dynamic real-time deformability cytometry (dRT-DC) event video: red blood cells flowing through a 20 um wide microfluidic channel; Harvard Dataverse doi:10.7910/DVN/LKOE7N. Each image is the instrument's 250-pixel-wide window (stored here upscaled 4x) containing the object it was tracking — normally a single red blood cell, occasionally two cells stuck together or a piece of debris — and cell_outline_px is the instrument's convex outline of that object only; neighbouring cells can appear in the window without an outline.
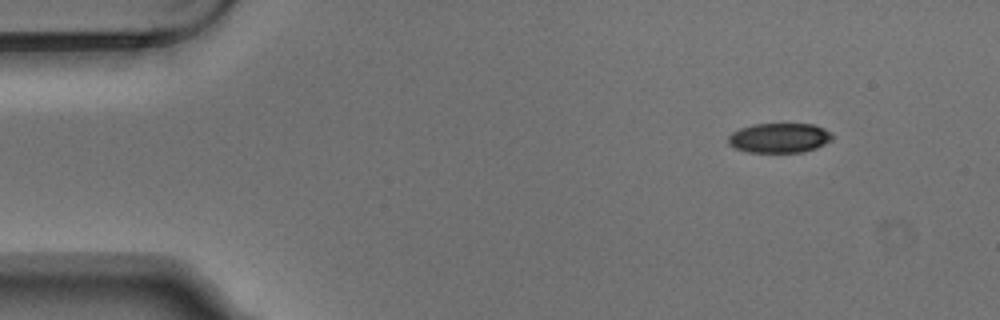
{"species": "Egyptian fruit bat (a non-hibernating species)", "species_latin": "Rousettus aegyptiacus", "temperature_condition": "warm", "stored_images_in_passage": 3, "camera_frame_rate_fps": 3000, "um_per_image_px": 0.085, "animal": {"sex": "male"}, "frame": {"image": 1, "passage_image": 1, "time_ms": 0.0, "image_size_px": [1000, 320], "cell_outline_px": [[832, 140], [816, 148], [804, 152], [748, 152], [736, 148], [728, 144], [728, 136], [732, 132], [740, 128], [756, 124], [812, 124], [824, 128], [832, 132]], "centroid_in_image_um": [66.25, 11.72], "position_along_channel_um": 18.7, "area_um2": 18.03}}
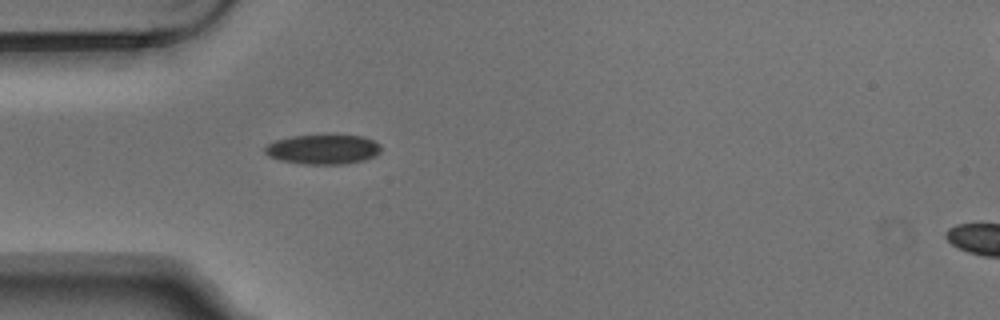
{"frame": {"image": 2, "passage_image": 3, "time_ms": 0.667, "image_size_px": [1000, 320], "cell_outline_px": [[380, 152], [376, 156], [364, 160], [344, 164], [300, 164], [280, 160], [268, 156], [264, 152], [264, 148], [268, 144], [276, 140], [292, 136], [364, 136], [380, 144]], "centroid_in_image_um": [27.45, 12.71], "position_along_channel_um": 57.6, "area_um2": 19.94}}